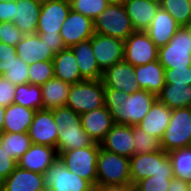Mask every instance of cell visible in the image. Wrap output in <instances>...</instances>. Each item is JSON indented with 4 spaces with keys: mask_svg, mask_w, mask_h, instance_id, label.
<instances>
[{
    "mask_svg": "<svg viewBox=\"0 0 191 191\" xmlns=\"http://www.w3.org/2000/svg\"><path fill=\"white\" fill-rule=\"evenodd\" d=\"M17 166V161L8 155L4 147L0 146V182L5 180Z\"/></svg>",
    "mask_w": 191,
    "mask_h": 191,
    "instance_id": "obj_45",
    "label": "cell"
},
{
    "mask_svg": "<svg viewBox=\"0 0 191 191\" xmlns=\"http://www.w3.org/2000/svg\"><path fill=\"white\" fill-rule=\"evenodd\" d=\"M82 127L95 143H101L115 124L110 111L103 106L80 115Z\"/></svg>",
    "mask_w": 191,
    "mask_h": 191,
    "instance_id": "obj_17",
    "label": "cell"
},
{
    "mask_svg": "<svg viewBox=\"0 0 191 191\" xmlns=\"http://www.w3.org/2000/svg\"><path fill=\"white\" fill-rule=\"evenodd\" d=\"M0 1H17V0H0Z\"/></svg>",
    "mask_w": 191,
    "mask_h": 191,
    "instance_id": "obj_56",
    "label": "cell"
},
{
    "mask_svg": "<svg viewBox=\"0 0 191 191\" xmlns=\"http://www.w3.org/2000/svg\"><path fill=\"white\" fill-rule=\"evenodd\" d=\"M95 34L94 21L80 13L70 10L62 24L60 35L65 47L89 40Z\"/></svg>",
    "mask_w": 191,
    "mask_h": 191,
    "instance_id": "obj_15",
    "label": "cell"
},
{
    "mask_svg": "<svg viewBox=\"0 0 191 191\" xmlns=\"http://www.w3.org/2000/svg\"><path fill=\"white\" fill-rule=\"evenodd\" d=\"M124 60L138 66L158 60V47L145 31H134L124 41Z\"/></svg>",
    "mask_w": 191,
    "mask_h": 191,
    "instance_id": "obj_11",
    "label": "cell"
},
{
    "mask_svg": "<svg viewBox=\"0 0 191 191\" xmlns=\"http://www.w3.org/2000/svg\"><path fill=\"white\" fill-rule=\"evenodd\" d=\"M58 134L52 110H37L28 130L32 143L56 148Z\"/></svg>",
    "mask_w": 191,
    "mask_h": 191,
    "instance_id": "obj_14",
    "label": "cell"
},
{
    "mask_svg": "<svg viewBox=\"0 0 191 191\" xmlns=\"http://www.w3.org/2000/svg\"><path fill=\"white\" fill-rule=\"evenodd\" d=\"M41 6L42 0L14 1L13 24L23 35L36 34Z\"/></svg>",
    "mask_w": 191,
    "mask_h": 191,
    "instance_id": "obj_20",
    "label": "cell"
},
{
    "mask_svg": "<svg viewBox=\"0 0 191 191\" xmlns=\"http://www.w3.org/2000/svg\"><path fill=\"white\" fill-rule=\"evenodd\" d=\"M135 31H145L160 7L149 0L122 1Z\"/></svg>",
    "mask_w": 191,
    "mask_h": 191,
    "instance_id": "obj_26",
    "label": "cell"
},
{
    "mask_svg": "<svg viewBox=\"0 0 191 191\" xmlns=\"http://www.w3.org/2000/svg\"><path fill=\"white\" fill-rule=\"evenodd\" d=\"M58 127L57 154L63 151L84 148L94 142L84 131L81 117L67 106L51 109Z\"/></svg>",
    "mask_w": 191,
    "mask_h": 191,
    "instance_id": "obj_2",
    "label": "cell"
},
{
    "mask_svg": "<svg viewBox=\"0 0 191 191\" xmlns=\"http://www.w3.org/2000/svg\"><path fill=\"white\" fill-rule=\"evenodd\" d=\"M16 47L0 41V75H3L17 58Z\"/></svg>",
    "mask_w": 191,
    "mask_h": 191,
    "instance_id": "obj_43",
    "label": "cell"
},
{
    "mask_svg": "<svg viewBox=\"0 0 191 191\" xmlns=\"http://www.w3.org/2000/svg\"><path fill=\"white\" fill-rule=\"evenodd\" d=\"M188 191H191V182H188Z\"/></svg>",
    "mask_w": 191,
    "mask_h": 191,
    "instance_id": "obj_52",
    "label": "cell"
},
{
    "mask_svg": "<svg viewBox=\"0 0 191 191\" xmlns=\"http://www.w3.org/2000/svg\"><path fill=\"white\" fill-rule=\"evenodd\" d=\"M140 90H147L156 96L165 85V69L158 60L134 67Z\"/></svg>",
    "mask_w": 191,
    "mask_h": 191,
    "instance_id": "obj_24",
    "label": "cell"
},
{
    "mask_svg": "<svg viewBox=\"0 0 191 191\" xmlns=\"http://www.w3.org/2000/svg\"><path fill=\"white\" fill-rule=\"evenodd\" d=\"M54 77L73 85L84 81L81 76L75 55L71 48L66 47L53 58Z\"/></svg>",
    "mask_w": 191,
    "mask_h": 191,
    "instance_id": "obj_28",
    "label": "cell"
},
{
    "mask_svg": "<svg viewBox=\"0 0 191 191\" xmlns=\"http://www.w3.org/2000/svg\"><path fill=\"white\" fill-rule=\"evenodd\" d=\"M158 61L164 69L191 66V30L180 27L166 46L158 48Z\"/></svg>",
    "mask_w": 191,
    "mask_h": 191,
    "instance_id": "obj_8",
    "label": "cell"
},
{
    "mask_svg": "<svg viewBox=\"0 0 191 191\" xmlns=\"http://www.w3.org/2000/svg\"><path fill=\"white\" fill-rule=\"evenodd\" d=\"M45 186L49 191H92L95 187L67 169L58 158L46 170Z\"/></svg>",
    "mask_w": 191,
    "mask_h": 191,
    "instance_id": "obj_10",
    "label": "cell"
},
{
    "mask_svg": "<svg viewBox=\"0 0 191 191\" xmlns=\"http://www.w3.org/2000/svg\"><path fill=\"white\" fill-rule=\"evenodd\" d=\"M188 3H189V6H190V8H191V0H188Z\"/></svg>",
    "mask_w": 191,
    "mask_h": 191,
    "instance_id": "obj_57",
    "label": "cell"
},
{
    "mask_svg": "<svg viewBox=\"0 0 191 191\" xmlns=\"http://www.w3.org/2000/svg\"><path fill=\"white\" fill-rule=\"evenodd\" d=\"M17 55L28 65L38 61L53 60L55 53L39 34L24 35L16 45Z\"/></svg>",
    "mask_w": 191,
    "mask_h": 191,
    "instance_id": "obj_21",
    "label": "cell"
},
{
    "mask_svg": "<svg viewBox=\"0 0 191 191\" xmlns=\"http://www.w3.org/2000/svg\"><path fill=\"white\" fill-rule=\"evenodd\" d=\"M41 86L34 84L16 85L13 103L22 105L26 108L41 110L43 109Z\"/></svg>",
    "mask_w": 191,
    "mask_h": 191,
    "instance_id": "obj_33",
    "label": "cell"
},
{
    "mask_svg": "<svg viewBox=\"0 0 191 191\" xmlns=\"http://www.w3.org/2000/svg\"><path fill=\"white\" fill-rule=\"evenodd\" d=\"M171 113L172 110L157 99L137 126L161 141L168 127Z\"/></svg>",
    "mask_w": 191,
    "mask_h": 191,
    "instance_id": "obj_25",
    "label": "cell"
},
{
    "mask_svg": "<svg viewBox=\"0 0 191 191\" xmlns=\"http://www.w3.org/2000/svg\"><path fill=\"white\" fill-rule=\"evenodd\" d=\"M58 159L56 148L32 144L29 150L20 157L18 166L25 170L45 175L46 170Z\"/></svg>",
    "mask_w": 191,
    "mask_h": 191,
    "instance_id": "obj_18",
    "label": "cell"
},
{
    "mask_svg": "<svg viewBox=\"0 0 191 191\" xmlns=\"http://www.w3.org/2000/svg\"><path fill=\"white\" fill-rule=\"evenodd\" d=\"M40 38L57 54L61 50L65 49V45L62 41L61 35H47V33H37Z\"/></svg>",
    "mask_w": 191,
    "mask_h": 191,
    "instance_id": "obj_46",
    "label": "cell"
},
{
    "mask_svg": "<svg viewBox=\"0 0 191 191\" xmlns=\"http://www.w3.org/2000/svg\"><path fill=\"white\" fill-rule=\"evenodd\" d=\"M16 85L10 82L3 75H0V105L8 107L13 104Z\"/></svg>",
    "mask_w": 191,
    "mask_h": 191,
    "instance_id": "obj_44",
    "label": "cell"
},
{
    "mask_svg": "<svg viewBox=\"0 0 191 191\" xmlns=\"http://www.w3.org/2000/svg\"><path fill=\"white\" fill-rule=\"evenodd\" d=\"M100 145L104 150L131 158L134 151L132 126L115 123Z\"/></svg>",
    "mask_w": 191,
    "mask_h": 191,
    "instance_id": "obj_19",
    "label": "cell"
},
{
    "mask_svg": "<svg viewBox=\"0 0 191 191\" xmlns=\"http://www.w3.org/2000/svg\"><path fill=\"white\" fill-rule=\"evenodd\" d=\"M134 151L133 155H140L143 153L159 152L162 150L161 141L149 135L137 125H132Z\"/></svg>",
    "mask_w": 191,
    "mask_h": 191,
    "instance_id": "obj_35",
    "label": "cell"
},
{
    "mask_svg": "<svg viewBox=\"0 0 191 191\" xmlns=\"http://www.w3.org/2000/svg\"><path fill=\"white\" fill-rule=\"evenodd\" d=\"M167 191H188V182L173 177Z\"/></svg>",
    "mask_w": 191,
    "mask_h": 191,
    "instance_id": "obj_48",
    "label": "cell"
},
{
    "mask_svg": "<svg viewBox=\"0 0 191 191\" xmlns=\"http://www.w3.org/2000/svg\"><path fill=\"white\" fill-rule=\"evenodd\" d=\"M149 1H152V2H155V3H157V4H161V2H162V0H149Z\"/></svg>",
    "mask_w": 191,
    "mask_h": 191,
    "instance_id": "obj_51",
    "label": "cell"
},
{
    "mask_svg": "<svg viewBox=\"0 0 191 191\" xmlns=\"http://www.w3.org/2000/svg\"><path fill=\"white\" fill-rule=\"evenodd\" d=\"M160 7L167 11L180 27L191 25V8L188 0H162Z\"/></svg>",
    "mask_w": 191,
    "mask_h": 191,
    "instance_id": "obj_36",
    "label": "cell"
},
{
    "mask_svg": "<svg viewBox=\"0 0 191 191\" xmlns=\"http://www.w3.org/2000/svg\"><path fill=\"white\" fill-rule=\"evenodd\" d=\"M32 141L28 132L24 133H6L0 134V146L4 147L10 157L17 162L31 147Z\"/></svg>",
    "mask_w": 191,
    "mask_h": 191,
    "instance_id": "obj_32",
    "label": "cell"
},
{
    "mask_svg": "<svg viewBox=\"0 0 191 191\" xmlns=\"http://www.w3.org/2000/svg\"><path fill=\"white\" fill-rule=\"evenodd\" d=\"M190 108L173 109L168 127L161 139V148L170 152L191 146Z\"/></svg>",
    "mask_w": 191,
    "mask_h": 191,
    "instance_id": "obj_9",
    "label": "cell"
},
{
    "mask_svg": "<svg viewBox=\"0 0 191 191\" xmlns=\"http://www.w3.org/2000/svg\"><path fill=\"white\" fill-rule=\"evenodd\" d=\"M28 67L29 65L17 56L11 67L3 74V76L14 85L27 84L29 83Z\"/></svg>",
    "mask_w": 191,
    "mask_h": 191,
    "instance_id": "obj_39",
    "label": "cell"
},
{
    "mask_svg": "<svg viewBox=\"0 0 191 191\" xmlns=\"http://www.w3.org/2000/svg\"><path fill=\"white\" fill-rule=\"evenodd\" d=\"M174 177L191 182V146L168 152Z\"/></svg>",
    "mask_w": 191,
    "mask_h": 191,
    "instance_id": "obj_34",
    "label": "cell"
},
{
    "mask_svg": "<svg viewBox=\"0 0 191 191\" xmlns=\"http://www.w3.org/2000/svg\"><path fill=\"white\" fill-rule=\"evenodd\" d=\"M131 184L130 158L100 147L96 187Z\"/></svg>",
    "mask_w": 191,
    "mask_h": 191,
    "instance_id": "obj_3",
    "label": "cell"
},
{
    "mask_svg": "<svg viewBox=\"0 0 191 191\" xmlns=\"http://www.w3.org/2000/svg\"><path fill=\"white\" fill-rule=\"evenodd\" d=\"M14 1H0V22H13Z\"/></svg>",
    "mask_w": 191,
    "mask_h": 191,
    "instance_id": "obj_47",
    "label": "cell"
},
{
    "mask_svg": "<svg viewBox=\"0 0 191 191\" xmlns=\"http://www.w3.org/2000/svg\"><path fill=\"white\" fill-rule=\"evenodd\" d=\"M45 187V175L19 166L1 182V191H39Z\"/></svg>",
    "mask_w": 191,
    "mask_h": 191,
    "instance_id": "obj_23",
    "label": "cell"
},
{
    "mask_svg": "<svg viewBox=\"0 0 191 191\" xmlns=\"http://www.w3.org/2000/svg\"><path fill=\"white\" fill-rule=\"evenodd\" d=\"M109 0H71V9L74 12L95 20L97 16L109 6Z\"/></svg>",
    "mask_w": 191,
    "mask_h": 191,
    "instance_id": "obj_38",
    "label": "cell"
},
{
    "mask_svg": "<svg viewBox=\"0 0 191 191\" xmlns=\"http://www.w3.org/2000/svg\"><path fill=\"white\" fill-rule=\"evenodd\" d=\"M92 191H101L98 187H95Z\"/></svg>",
    "mask_w": 191,
    "mask_h": 191,
    "instance_id": "obj_55",
    "label": "cell"
},
{
    "mask_svg": "<svg viewBox=\"0 0 191 191\" xmlns=\"http://www.w3.org/2000/svg\"><path fill=\"white\" fill-rule=\"evenodd\" d=\"M70 84L53 77L44 83L42 88L43 109H54L66 106Z\"/></svg>",
    "mask_w": 191,
    "mask_h": 191,
    "instance_id": "obj_31",
    "label": "cell"
},
{
    "mask_svg": "<svg viewBox=\"0 0 191 191\" xmlns=\"http://www.w3.org/2000/svg\"><path fill=\"white\" fill-rule=\"evenodd\" d=\"M131 185L150 176H174L168 153L159 152L133 155L130 158Z\"/></svg>",
    "mask_w": 191,
    "mask_h": 191,
    "instance_id": "obj_7",
    "label": "cell"
},
{
    "mask_svg": "<svg viewBox=\"0 0 191 191\" xmlns=\"http://www.w3.org/2000/svg\"><path fill=\"white\" fill-rule=\"evenodd\" d=\"M101 145L93 143L90 146L63 151L58 158L64 163L69 171L89 181L96 187L97 158Z\"/></svg>",
    "mask_w": 191,
    "mask_h": 191,
    "instance_id": "obj_6",
    "label": "cell"
},
{
    "mask_svg": "<svg viewBox=\"0 0 191 191\" xmlns=\"http://www.w3.org/2000/svg\"><path fill=\"white\" fill-rule=\"evenodd\" d=\"M36 110L26 108L19 104H11L5 109L3 132L24 133L28 132L34 119Z\"/></svg>",
    "mask_w": 191,
    "mask_h": 191,
    "instance_id": "obj_29",
    "label": "cell"
},
{
    "mask_svg": "<svg viewBox=\"0 0 191 191\" xmlns=\"http://www.w3.org/2000/svg\"><path fill=\"white\" fill-rule=\"evenodd\" d=\"M29 84L42 86L48 80L54 77L53 60L38 61L29 65Z\"/></svg>",
    "mask_w": 191,
    "mask_h": 191,
    "instance_id": "obj_37",
    "label": "cell"
},
{
    "mask_svg": "<svg viewBox=\"0 0 191 191\" xmlns=\"http://www.w3.org/2000/svg\"><path fill=\"white\" fill-rule=\"evenodd\" d=\"M94 30L124 41L135 31L122 2H111L94 20Z\"/></svg>",
    "mask_w": 191,
    "mask_h": 191,
    "instance_id": "obj_5",
    "label": "cell"
},
{
    "mask_svg": "<svg viewBox=\"0 0 191 191\" xmlns=\"http://www.w3.org/2000/svg\"><path fill=\"white\" fill-rule=\"evenodd\" d=\"M174 176H150L134 185L135 191H167Z\"/></svg>",
    "mask_w": 191,
    "mask_h": 191,
    "instance_id": "obj_40",
    "label": "cell"
},
{
    "mask_svg": "<svg viewBox=\"0 0 191 191\" xmlns=\"http://www.w3.org/2000/svg\"><path fill=\"white\" fill-rule=\"evenodd\" d=\"M70 48L75 55L81 76L85 80H101L103 71L96 62L92 51L91 40L79 42Z\"/></svg>",
    "mask_w": 191,
    "mask_h": 191,
    "instance_id": "obj_27",
    "label": "cell"
},
{
    "mask_svg": "<svg viewBox=\"0 0 191 191\" xmlns=\"http://www.w3.org/2000/svg\"><path fill=\"white\" fill-rule=\"evenodd\" d=\"M90 40L96 62L102 71L124 60V40L96 32Z\"/></svg>",
    "mask_w": 191,
    "mask_h": 191,
    "instance_id": "obj_13",
    "label": "cell"
},
{
    "mask_svg": "<svg viewBox=\"0 0 191 191\" xmlns=\"http://www.w3.org/2000/svg\"><path fill=\"white\" fill-rule=\"evenodd\" d=\"M101 191H135L134 186L131 184L102 186L98 187Z\"/></svg>",
    "mask_w": 191,
    "mask_h": 191,
    "instance_id": "obj_49",
    "label": "cell"
},
{
    "mask_svg": "<svg viewBox=\"0 0 191 191\" xmlns=\"http://www.w3.org/2000/svg\"><path fill=\"white\" fill-rule=\"evenodd\" d=\"M101 80H84L70 86L66 106L79 115L105 106Z\"/></svg>",
    "mask_w": 191,
    "mask_h": 191,
    "instance_id": "obj_4",
    "label": "cell"
},
{
    "mask_svg": "<svg viewBox=\"0 0 191 191\" xmlns=\"http://www.w3.org/2000/svg\"><path fill=\"white\" fill-rule=\"evenodd\" d=\"M101 81L105 88L120 90L126 94H132L139 90L134 66L125 60L106 68L102 73Z\"/></svg>",
    "mask_w": 191,
    "mask_h": 191,
    "instance_id": "obj_16",
    "label": "cell"
},
{
    "mask_svg": "<svg viewBox=\"0 0 191 191\" xmlns=\"http://www.w3.org/2000/svg\"><path fill=\"white\" fill-rule=\"evenodd\" d=\"M110 2H122V0H109Z\"/></svg>",
    "mask_w": 191,
    "mask_h": 191,
    "instance_id": "obj_53",
    "label": "cell"
},
{
    "mask_svg": "<svg viewBox=\"0 0 191 191\" xmlns=\"http://www.w3.org/2000/svg\"><path fill=\"white\" fill-rule=\"evenodd\" d=\"M39 191H49V189L47 187H45L44 189H41Z\"/></svg>",
    "mask_w": 191,
    "mask_h": 191,
    "instance_id": "obj_54",
    "label": "cell"
},
{
    "mask_svg": "<svg viewBox=\"0 0 191 191\" xmlns=\"http://www.w3.org/2000/svg\"><path fill=\"white\" fill-rule=\"evenodd\" d=\"M5 109L6 107L0 105V134L3 133Z\"/></svg>",
    "mask_w": 191,
    "mask_h": 191,
    "instance_id": "obj_50",
    "label": "cell"
},
{
    "mask_svg": "<svg viewBox=\"0 0 191 191\" xmlns=\"http://www.w3.org/2000/svg\"><path fill=\"white\" fill-rule=\"evenodd\" d=\"M23 33L13 22H0V41L16 47L23 38Z\"/></svg>",
    "mask_w": 191,
    "mask_h": 191,
    "instance_id": "obj_41",
    "label": "cell"
},
{
    "mask_svg": "<svg viewBox=\"0 0 191 191\" xmlns=\"http://www.w3.org/2000/svg\"><path fill=\"white\" fill-rule=\"evenodd\" d=\"M156 100L157 96L147 90L139 89L126 94L120 90L105 88V106L117 124L138 125Z\"/></svg>",
    "mask_w": 191,
    "mask_h": 191,
    "instance_id": "obj_1",
    "label": "cell"
},
{
    "mask_svg": "<svg viewBox=\"0 0 191 191\" xmlns=\"http://www.w3.org/2000/svg\"><path fill=\"white\" fill-rule=\"evenodd\" d=\"M165 83L191 85V66L165 69Z\"/></svg>",
    "mask_w": 191,
    "mask_h": 191,
    "instance_id": "obj_42",
    "label": "cell"
},
{
    "mask_svg": "<svg viewBox=\"0 0 191 191\" xmlns=\"http://www.w3.org/2000/svg\"><path fill=\"white\" fill-rule=\"evenodd\" d=\"M71 10L68 0H42L36 33L60 35L63 22Z\"/></svg>",
    "mask_w": 191,
    "mask_h": 191,
    "instance_id": "obj_12",
    "label": "cell"
},
{
    "mask_svg": "<svg viewBox=\"0 0 191 191\" xmlns=\"http://www.w3.org/2000/svg\"><path fill=\"white\" fill-rule=\"evenodd\" d=\"M179 28L180 26L175 19L167 11L159 7L153 21L145 32L155 45L160 48L169 43Z\"/></svg>",
    "mask_w": 191,
    "mask_h": 191,
    "instance_id": "obj_22",
    "label": "cell"
},
{
    "mask_svg": "<svg viewBox=\"0 0 191 191\" xmlns=\"http://www.w3.org/2000/svg\"><path fill=\"white\" fill-rule=\"evenodd\" d=\"M157 99L171 110L188 108L191 106V85L165 83Z\"/></svg>",
    "mask_w": 191,
    "mask_h": 191,
    "instance_id": "obj_30",
    "label": "cell"
}]
</instances>
